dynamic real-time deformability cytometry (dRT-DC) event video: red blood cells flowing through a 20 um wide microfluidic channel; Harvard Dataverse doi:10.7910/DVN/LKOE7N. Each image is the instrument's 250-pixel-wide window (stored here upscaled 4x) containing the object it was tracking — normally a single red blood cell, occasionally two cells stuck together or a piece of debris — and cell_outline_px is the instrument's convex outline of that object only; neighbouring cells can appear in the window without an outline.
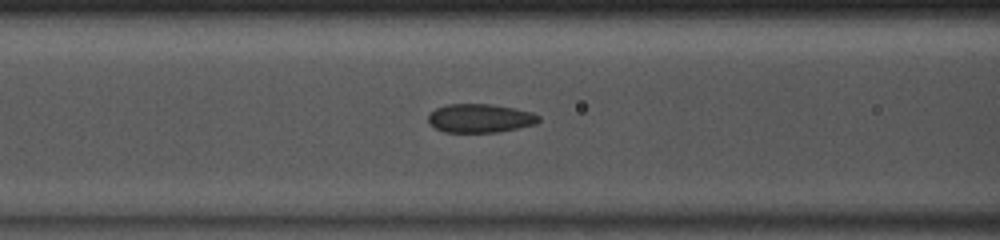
{"species": "common noctule bat (a hibernating species)", "species_latin": "Nyctalus noctula", "temperature_condition": "room temperature", "stored_images_in_passage": 44, "camera_frame_rate_fps": 3000, "um_per_image_px": 0.085, "animal": {"sex": "male", "body_mass_g": 13.0, "forearm_length_mm": 53.1}, "frame": {"image": 1, "passage_image": 20, "time_ms": 6.333, "image_size_px": [1000, 240], "cell_outline_px": [[540, 120], [536, 124], [496, 132], [444, 132], [428, 124], [428, 116], [436, 108], [448, 104], [488, 104], [512, 108], [532, 112], [540, 116]], "centroid_in_image_um": [40.79, 10.05], "position_along_channel_um": 125.8, "area_um2": 18.32}}
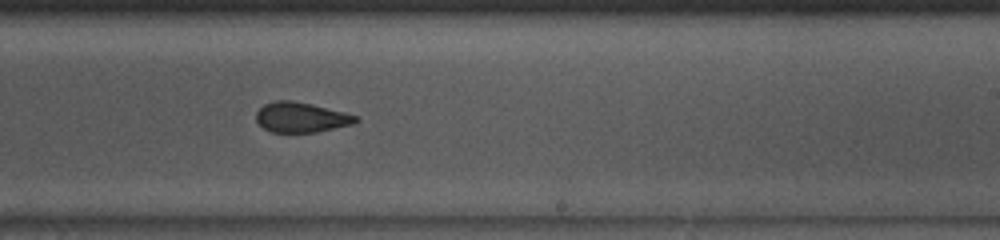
{"frame": {"image": 2, "passage_image": 30, "time_ms": 9.667, "image_size_px": [1000, 240], "cell_outline_px": [[360, 120], [352, 124], [316, 132], [272, 132], [264, 128], [256, 120], [256, 112], [264, 104], [276, 100], [288, 100], [312, 104], [360, 116]], "centroid_in_image_um": [25.61, 9.97], "position_along_channel_um": 263.4, "area_um2": 17.4}}
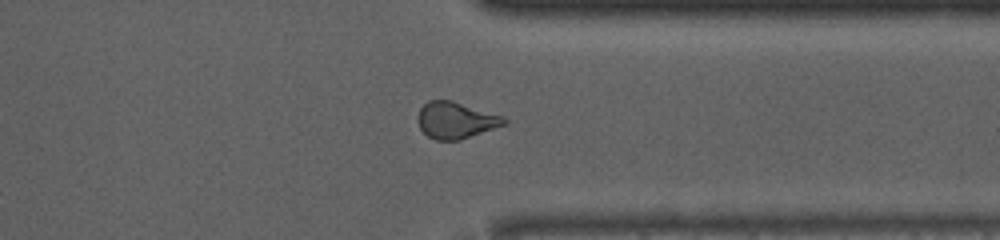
{"frame": {"image": 3, "passage_image": 38, "time_ms": 12.333, "image_size_px": [1000, 240], "cell_outline_px": [[508, 124], [460, 140], [436, 140], [428, 136], [420, 128], [416, 120], [420, 108], [428, 100], [452, 100], [504, 116], [508, 120]], "centroid_in_image_um": [38.76, 10.22], "position_along_channel_um": 372.6, "area_um2": 18.61}}